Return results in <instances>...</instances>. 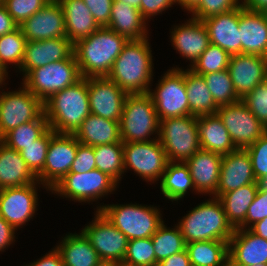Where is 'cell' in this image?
<instances>
[{
    "mask_svg": "<svg viewBox=\"0 0 267 266\" xmlns=\"http://www.w3.org/2000/svg\"><path fill=\"white\" fill-rule=\"evenodd\" d=\"M149 37L128 40L107 76L127 94L148 93L153 83L154 63Z\"/></svg>",
    "mask_w": 267,
    "mask_h": 266,
    "instance_id": "obj_1",
    "label": "cell"
},
{
    "mask_svg": "<svg viewBox=\"0 0 267 266\" xmlns=\"http://www.w3.org/2000/svg\"><path fill=\"white\" fill-rule=\"evenodd\" d=\"M128 39L100 27L89 37L74 44V55L82 77H107Z\"/></svg>",
    "mask_w": 267,
    "mask_h": 266,
    "instance_id": "obj_2",
    "label": "cell"
},
{
    "mask_svg": "<svg viewBox=\"0 0 267 266\" xmlns=\"http://www.w3.org/2000/svg\"><path fill=\"white\" fill-rule=\"evenodd\" d=\"M90 113L88 82L84 77L44 102L49 128L58 134H74Z\"/></svg>",
    "mask_w": 267,
    "mask_h": 266,
    "instance_id": "obj_3",
    "label": "cell"
},
{
    "mask_svg": "<svg viewBox=\"0 0 267 266\" xmlns=\"http://www.w3.org/2000/svg\"><path fill=\"white\" fill-rule=\"evenodd\" d=\"M176 224L186 244L208 240L229 242L235 230L226 218L221 201L213 196L197 204Z\"/></svg>",
    "mask_w": 267,
    "mask_h": 266,
    "instance_id": "obj_4",
    "label": "cell"
},
{
    "mask_svg": "<svg viewBox=\"0 0 267 266\" xmlns=\"http://www.w3.org/2000/svg\"><path fill=\"white\" fill-rule=\"evenodd\" d=\"M95 211H101L106 218L128 240L151 238L164 222L159 206L138 203L104 204L100 203Z\"/></svg>",
    "mask_w": 267,
    "mask_h": 266,
    "instance_id": "obj_5",
    "label": "cell"
},
{
    "mask_svg": "<svg viewBox=\"0 0 267 266\" xmlns=\"http://www.w3.org/2000/svg\"><path fill=\"white\" fill-rule=\"evenodd\" d=\"M159 126L160 120L153 100L148 93L128 94L126 96L119 121L120 136L123 143L147 142L158 139Z\"/></svg>",
    "mask_w": 267,
    "mask_h": 266,
    "instance_id": "obj_6",
    "label": "cell"
},
{
    "mask_svg": "<svg viewBox=\"0 0 267 266\" xmlns=\"http://www.w3.org/2000/svg\"><path fill=\"white\" fill-rule=\"evenodd\" d=\"M119 184L108 174L95 168L86 173H68L50 192L75 203H88L104 199L114 194Z\"/></svg>",
    "mask_w": 267,
    "mask_h": 266,
    "instance_id": "obj_7",
    "label": "cell"
},
{
    "mask_svg": "<svg viewBox=\"0 0 267 266\" xmlns=\"http://www.w3.org/2000/svg\"><path fill=\"white\" fill-rule=\"evenodd\" d=\"M197 120L192 115L160 120L158 139L168 162H185L201 149Z\"/></svg>",
    "mask_w": 267,
    "mask_h": 266,
    "instance_id": "obj_8",
    "label": "cell"
},
{
    "mask_svg": "<svg viewBox=\"0 0 267 266\" xmlns=\"http://www.w3.org/2000/svg\"><path fill=\"white\" fill-rule=\"evenodd\" d=\"M82 78L76 57L32 69L21 81L43 103L56 92L75 84Z\"/></svg>",
    "mask_w": 267,
    "mask_h": 266,
    "instance_id": "obj_9",
    "label": "cell"
},
{
    "mask_svg": "<svg viewBox=\"0 0 267 266\" xmlns=\"http://www.w3.org/2000/svg\"><path fill=\"white\" fill-rule=\"evenodd\" d=\"M184 67H170L149 89L159 120L190 115L189 101L186 93Z\"/></svg>",
    "mask_w": 267,
    "mask_h": 266,
    "instance_id": "obj_10",
    "label": "cell"
},
{
    "mask_svg": "<svg viewBox=\"0 0 267 266\" xmlns=\"http://www.w3.org/2000/svg\"><path fill=\"white\" fill-rule=\"evenodd\" d=\"M124 171H132L148 184H157L166 170L168 158L159 139L123 143ZM156 182V183H155Z\"/></svg>",
    "mask_w": 267,
    "mask_h": 266,
    "instance_id": "obj_11",
    "label": "cell"
},
{
    "mask_svg": "<svg viewBox=\"0 0 267 266\" xmlns=\"http://www.w3.org/2000/svg\"><path fill=\"white\" fill-rule=\"evenodd\" d=\"M22 86V87H21ZM44 103L23 84L16 90H0V140L23 123L37 120Z\"/></svg>",
    "mask_w": 267,
    "mask_h": 266,
    "instance_id": "obj_12",
    "label": "cell"
},
{
    "mask_svg": "<svg viewBox=\"0 0 267 266\" xmlns=\"http://www.w3.org/2000/svg\"><path fill=\"white\" fill-rule=\"evenodd\" d=\"M40 188L50 192L38 180L26 186L0 190V216L15 230L23 228L35 215H38L36 211L39 206Z\"/></svg>",
    "mask_w": 267,
    "mask_h": 266,
    "instance_id": "obj_13",
    "label": "cell"
},
{
    "mask_svg": "<svg viewBox=\"0 0 267 266\" xmlns=\"http://www.w3.org/2000/svg\"><path fill=\"white\" fill-rule=\"evenodd\" d=\"M94 212L93 220L82 227L81 232L96 250L101 261L122 262L126 255L128 238L101 211Z\"/></svg>",
    "mask_w": 267,
    "mask_h": 266,
    "instance_id": "obj_14",
    "label": "cell"
},
{
    "mask_svg": "<svg viewBox=\"0 0 267 266\" xmlns=\"http://www.w3.org/2000/svg\"><path fill=\"white\" fill-rule=\"evenodd\" d=\"M216 114L229 132L236 149L248 148L267 131L242 100L219 106Z\"/></svg>",
    "mask_w": 267,
    "mask_h": 266,
    "instance_id": "obj_15",
    "label": "cell"
},
{
    "mask_svg": "<svg viewBox=\"0 0 267 266\" xmlns=\"http://www.w3.org/2000/svg\"><path fill=\"white\" fill-rule=\"evenodd\" d=\"M78 144L79 141L73 134L56 133L50 139L44 168L36 176L49 191L70 172Z\"/></svg>",
    "mask_w": 267,
    "mask_h": 266,
    "instance_id": "obj_16",
    "label": "cell"
},
{
    "mask_svg": "<svg viewBox=\"0 0 267 266\" xmlns=\"http://www.w3.org/2000/svg\"><path fill=\"white\" fill-rule=\"evenodd\" d=\"M86 80L91 114L119 122L128 94L108 77H89Z\"/></svg>",
    "mask_w": 267,
    "mask_h": 266,
    "instance_id": "obj_17",
    "label": "cell"
},
{
    "mask_svg": "<svg viewBox=\"0 0 267 266\" xmlns=\"http://www.w3.org/2000/svg\"><path fill=\"white\" fill-rule=\"evenodd\" d=\"M19 27L27 41L67 37L64 12L58 0H50Z\"/></svg>",
    "mask_w": 267,
    "mask_h": 266,
    "instance_id": "obj_18",
    "label": "cell"
},
{
    "mask_svg": "<svg viewBox=\"0 0 267 266\" xmlns=\"http://www.w3.org/2000/svg\"><path fill=\"white\" fill-rule=\"evenodd\" d=\"M180 24L171 27L170 42L180 57L190 61L191 68L210 44L208 30L201 20L192 17Z\"/></svg>",
    "mask_w": 267,
    "mask_h": 266,
    "instance_id": "obj_19",
    "label": "cell"
},
{
    "mask_svg": "<svg viewBox=\"0 0 267 266\" xmlns=\"http://www.w3.org/2000/svg\"><path fill=\"white\" fill-rule=\"evenodd\" d=\"M228 71L234 90L242 99L267 78V58L256 54L231 55Z\"/></svg>",
    "mask_w": 267,
    "mask_h": 266,
    "instance_id": "obj_20",
    "label": "cell"
},
{
    "mask_svg": "<svg viewBox=\"0 0 267 266\" xmlns=\"http://www.w3.org/2000/svg\"><path fill=\"white\" fill-rule=\"evenodd\" d=\"M74 54V44L67 37L27 41L25 56L18 71L22 79L37 67L70 58Z\"/></svg>",
    "mask_w": 267,
    "mask_h": 266,
    "instance_id": "obj_21",
    "label": "cell"
},
{
    "mask_svg": "<svg viewBox=\"0 0 267 266\" xmlns=\"http://www.w3.org/2000/svg\"><path fill=\"white\" fill-rule=\"evenodd\" d=\"M254 182L258 181L253 174L249 153L246 149H236L222 157L216 198Z\"/></svg>",
    "mask_w": 267,
    "mask_h": 266,
    "instance_id": "obj_22",
    "label": "cell"
},
{
    "mask_svg": "<svg viewBox=\"0 0 267 266\" xmlns=\"http://www.w3.org/2000/svg\"><path fill=\"white\" fill-rule=\"evenodd\" d=\"M222 157L211 151L200 149L185 161L196 192L216 197Z\"/></svg>",
    "mask_w": 267,
    "mask_h": 266,
    "instance_id": "obj_23",
    "label": "cell"
},
{
    "mask_svg": "<svg viewBox=\"0 0 267 266\" xmlns=\"http://www.w3.org/2000/svg\"><path fill=\"white\" fill-rule=\"evenodd\" d=\"M228 256V264L267 263V240L250 229L236 228L228 242Z\"/></svg>",
    "mask_w": 267,
    "mask_h": 266,
    "instance_id": "obj_24",
    "label": "cell"
},
{
    "mask_svg": "<svg viewBox=\"0 0 267 266\" xmlns=\"http://www.w3.org/2000/svg\"><path fill=\"white\" fill-rule=\"evenodd\" d=\"M211 44L218 45L230 55L241 54L239 6L229 12L202 20Z\"/></svg>",
    "mask_w": 267,
    "mask_h": 266,
    "instance_id": "obj_25",
    "label": "cell"
},
{
    "mask_svg": "<svg viewBox=\"0 0 267 266\" xmlns=\"http://www.w3.org/2000/svg\"><path fill=\"white\" fill-rule=\"evenodd\" d=\"M239 32L242 54H256L267 58V16L239 5Z\"/></svg>",
    "mask_w": 267,
    "mask_h": 266,
    "instance_id": "obj_26",
    "label": "cell"
},
{
    "mask_svg": "<svg viewBox=\"0 0 267 266\" xmlns=\"http://www.w3.org/2000/svg\"><path fill=\"white\" fill-rule=\"evenodd\" d=\"M148 26L149 24L142 17L140 10L120 1H113L107 28L128 40H140L149 37Z\"/></svg>",
    "mask_w": 267,
    "mask_h": 266,
    "instance_id": "obj_27",
    "label": "cell"
},
{
    "mask_svg": "<svg viewBox=\"0 0 267 266\" xmlns=\"http://www.w3.org/2000/svg\"><path fill=\"white\" fill-rule=\"evenodd\" d=\"M65 18L67 38L75 44L100 28L83 0H58Z\"/></svg>",
    "mask_w": 267,
    "mask_h": 266,
    "instance_id": "obj_28",
    "label": "cell"
},
{
    "mask_svg": "<svg viewBox=\"0 0 267 266\" xmlns=\"http://www.w3.org/2000/svg\"><path fill=\"white\" fill-rule=\"evenodd\" d=\"M37 181L20 153L0 140V190L26 186Z\"/></svg>",
    "mask_w": 267,
    "mask_h": 266,
    "instance_id": "obj_29",
    "label": "cell"
},
{
    "mask_svg": "<svg viewBox=\"0 0 267 266\" xmlns=\"http://www.w3.org/2000/svg\"><path fill=\"white\" fill-rule=\"evenodd\" d=\"M73 135L79 143L92 147L121 142L118 121L91 113L82 121L81 126Z\"/></svg>",
    "mask_w": 267,
    "mask_h": 266,
    "instance_id": "obj_30",
    "label": "cell"
},
{
    "mask_svg": "<svg viewBox=\"0 0 267 266\" xmlns=\"http://www.w3.org/2000/svg\"><path fill=\"white\" fill-rule=\"evenodd\" d=\"M197 125L201 149L221 156L236 150L229 132L217 114L199 116Z\"/></svg>",
    "mask_w": 267,
    "mask_h": 266,
    "instance_id": "obj_31",
    "label": "cell"
},
{
    "mask_svg": "<svg viewBox=\"0 0 267 266\" xmlns=\"http://www.w3.org/2000/svg\"><path fill=\"white\" fill-rule=\"evenodd\" d=\"M54 247L60 253L64 266H96L101 259L86 236L66 233Z\"/></svg>",
    "mask_w": 267,
    "mask_h": 266,
    "instance_id": "obj_32",
    "label": "cell"
},
{
    "mask_svg": "<svg viewBox=\"0 0 267 266\" xmlns=\"http://www.w3.org/2000/svg\"><path fill=\"white\" fill-rule=\"evenodd\" d=\"M159 183L161 194L172 203L183 201L184 196L189 194V190L198 194L185 162H168Z\"/></svg>",
    "mask_w": 267,
    "mask_h": 266,
    "instance_id": "obj_33",
    "label": "cell"
},
{
    "mask_svg": "<svg viewBox=\"0 0 267 266\" xmlns=\"http://www.w3.org/2000/svg\"><path fill=\"white\" fill-rule=\"evenodd\" d=\"M184 79L190 115L199 117L216 114L219 106L215 103L203 77L187 67L184 69Z\"/></svg>",
    "mask_w": 267,
    "mask_h": 266,
    "instance_id": "obj_34",
    "label": "cell"
},
{
    "mask_svg": "<svg viewBox=\"0 0 267 266\" xmlns=\"http://www.w3.org/2000/svg\"><path fill=\"white\" fill-rule=\"evenodd\" d=\"M259 185L260 182H254L218 197L222 203L226 218L234 229L245 221L248 207L253 202Z\"/></svg>",
    "mask_w": 267,
    "mask_h": 266,
    "instance_id": "obj_35",
    "label": "cell"
},
{
    "mask_svg": "<svg viewBox=\"0 0 267 266\" xmlns=\"http://www.w3.org/2000/svg\"><path fill=\"white\" fill-rule=\"evenodd\" d=\"M192 266H228L227 241H197L186 244Z\"/></svg>",
    "mask_w": 267,
    "mask_h": 266,
    "instance_id": "obj_36",
    "label": "cell"
},
{
    "mask_svg": "<svg viewBox=\"0 0 267 266\" xmlns=\"http://www.w3.org/2000/svg\"><path fill=\"white\" fill-rule=\"evenodd\" d=\"M96 168L108 174L119 185L125 173L123 142L94 146Z\"/></svg>",
    "mask_w": 267,
    "mask_h": 266,
    "instance_id": "obj_37",
    "label": "cell"
},
{
    "mask_svg": "<svg viewBox=\"0 0 267 266\" xmlns=\"http://www.w3.org/2000/svg\"><path fill=\"white\" fill-rule=\"evenodd\" d=\"M49 129V123L43 113L37 120L23 123L8 132L1 141L8 147L21 151L25 146L34 143Z\"/></svg>",
    "mask_w": 267,
    "mask_h": 266,
    "instance_id": "obj_38",
    "label": "cell"
},
{
    "mask_svg": "<svg viewBox=\"0 0 267 266\" xmlns=\"http://www.w3.org/2000/svg\"><path fill=\"white\" fill-rule=\"evenodd\" d=\"M151 239L157 263L186 249V242L177 224L170 228L164 221Z\"/></svg>",
    "mask_w": 267,
    "mask_h": 266,
    "instance_id": "obj_39",
    "label": "cell"
},
{
    "mask_svg": "<svg viewBox=\"0 0 267 266\" xmlns=\"http://www.w3.org/2000/svg\"><path fill=\"white\" fill-rule=\"evenodd\" d=\"M26 38L23 36L20 27L14 31L0 36V65L9 73L13 66L16 72L19 71L25 56ZM12 64V66H11Z\"/></svg>",
    "mask_w": 267,
    "mask_h": 266,
    "instance_id": "obj_40",
    "label": "cell"
},
{
    "mask_svg": "<svg viewBox=\"0 0 267 266\" xmlns=\"http://www.w3.org/2000/svg\"><path fill=\"white\" fill-rule=\"evenodd\" d=\"M201 76L218 106L233 104L241 100L234 90L228 69Z\"/></svg>",
    "mask_w": 267,
    "mask_h": 266,
    "instance_id": "obj_41",
    "label": "cell"
},
{
    "mask_svg": "<svg viewBox=\"0 0 267 266\" xmlns=\"http://www.w3.org/2000/svg\"><path fill=\"white\" fill-rule=\"evenodd\" d=\"M231 55L218 45L209 44L194 65L189 68L197 75L220 72L228 69Z\"/></svg>",
    "mask_w": 267,
    "mask_h": 266,
    "instance_id": "obj_42",
    "label": "cell"
},
{
    "mask_svg": "<svg viewBox=\"0 0 267 266\" xmlns=\"http://www.w3.org/2000/svg\"><path fill=\"white\" fill-rule=\"evenodd\" d=\"M55 134L56 133L49 128L39 139L35 140L34 143L25 146L21 151H19L27 167L35 176H37L44 168L48 145L50 139Z\"/></svg>",
    "mask_w": 267,
    "mask_h": 266,
    "instance_id": "obj_43",
    "label": "cell"
},
{
    "mask_svg": "<svg viewBox=\"0 0 267 266\" xmlns=\"http://www.w3.org/2000/svg\"><path fill=\"white\" fill-rule=\"evenodd\" d=\"M123 262L134 266H157L151 238H138L128 241Z\"/></svg>",
    "mask_w": 267,
    "mask_h": 266,
    "instance_id": "obj_44",
    "label": "cell"
},
{
    "mask_svg": "<svg viewBox=\"0 0 267 266\" xmlns=\"http://www.w3.org/2000/svg\"><path fill=\"white\" fill-rule=\"evenodd\" d=\"M241 100L264 127L267 128V78Z\"/></svg>",
    "mask_w": 267,
    "mask_h": 266,
    "instance_id": "obj_45",
    "label": "cell"
},
{
    "mask_svg": "<svg viewBox=\"0 0 267 266\" xmlns=\"http://www.w3.org/2000/svg\"><path fill=\"white\" fill-rule=\"evenodd\" d=\"M50 0H2L7 12L20 26L25 20L43 8Z\"/></svg>",
    "mask_w": 267,
    "mask_h": 266,
    "instance_id": "obj_46",
    "label": "cell"
},
{
    "mask_svg": "<svg viewBox=\"0 0 267 266\" xmlns=\"http://www.w3.org/2000/svg\"><path fill=\"white\" fill-rule=\"evenodd\" d=\"M246 150L251 158L254 177L260 182L267 176V131Z\"/></svg>",
    "mask_w": 267,
    "mask_h": 266,
    "instance_id": "obj_47",
    "label": "cell"
},
{
    "mask_svg": "<svg viewBox=\"0 0 267 266\" xmlns=\"http://www.w3.org/2000/svg\"><path fill=\"white\" fill-rule=\"evenodd\" d=\"M239 5L240 0H201L190 14L192 18L202 21L208 17L232 11Z\"/></svg>",
    "mask_w": 267,
    "mask_h": 266,
    "instance_id": "obj_48",
    "label": "cell"
},
{
    "mask_svg": "<svg viewBox=\"0 0 267 266\" xmlns=\"http://www.w3.org/2000/svg\"><path fill=\"white\" fill-rule=\"evenodd\" d=\"M267 217V189L259 185L251 205L248 207L245 221L238 229H249L256 222Z\"/></svg>",
    "mask_w": 267,
    "mask_h": 266,
    "instance_id": "obj_49",
    "label": "cell"
},
{
    "mask_svg": "<svg viewBox=\"0 0 267 266\" xmlns=\"http://www.w3.org/2000/svg\"><path fill=\"white\" fill-rule=\"evenodd\" d=\"M96 168L94 148L92 146L78 144L75 159L69 173H86Z\"/></svg>",
    "mask_w": 267,
    "mask_h": 266,
    "instance_id": "obj_50",
    "label": "cell"
},
{
    "mask_svg": "<svg viewBox=\"0 0 267 266\" xmlns=\"http://www.w3.org/2000/svg\"><path fill=\"white\" fill-rule=\"evenodd\" d=\"M100 27H107L113 0H83Z\"/></svg>",
    "mask_w": 267,
    "mask_h": 266,
    "instance_id": "obj_51",
    "label": "cell"
},
{
    "mask_svg": "<svg viewBox=\"0 0 267 266\" xmlns=\"http://www.w3.org/2000/svg\"><path fill=\"white\" fill-rule=\"evenodd\" d=\"M175 4L177 5L176 0H141V15L150 22L153 16L165 13Z\"/></svg>",
    "mask_w": 267,
    "mask_h": 266,
    "instance_id": "obj_52",
    "label": "cell"
},
{
    "mask_svg": "<svg viewBox=\"0 0 267 266\" xmlns=\"http://www.w3.org/2000/svg\"><path fill=\"white\" fill-rule=\"evenodd\" d=\"M17 230H15L3 217L0 216V253L15 244Z\"/></svg>",
    "mask_w": 267,
    "mask_h": 266,
    "instance_id": "obj_53",
    "label": "cell"
},
{
    "mask_svg": "<svg viewBox=\"0 0 267 266\" xmlns=\"http://www.w3.org/2000/svg\"><path fill=\"white\" fill-rule=\"evenodd\" d=\"M22 266H64L62 257L55 247L37 260Z\"/></svg>",
    "mask_w": 267,
    "mask_h": 266,
    "instance_id": "obj_54",
    "label": "cell"
},
{
    "mask_svg": "<svg viewBox=\"0 0 267 266\" xmlns=\"http://www.w3.org/2000/svg\"><path fill=\"white\" fill-rule=\"evenodd\" d=\"M18 27L19 25L7 12L6 7L0 2V36L10 33Z\"/></svg>",
    "mask_w": 267,
    "mask_h": 266,
    "instance_id": "obj_55",
    "label": "cell"
},
{
    "mask_svg": "<svg viewBox=\"0 0 267 266\" xmlns=\"http://www.w3.org/2000/svg\"><path fill=\"white\" fill-rule=\"evenodd\" d=\"M157 266H192L190 259L188 257V253L185 250L170 255L166 259L160 261Z\"/></svg>",
    "mask_w": 267,
    "mask_h": 266,
    "instance_id": "obj_56",
    "label": "cell"
},
{
    "mask_svg": "<svg viewBox=\"0 0 267 266\" xmlns=\"http://www.w3.org/2000/svg\"><path fill=\"white\" fill-rule=\"evenodd\" d=\"M240 4L244 9L252 12H267V0H240Z\"/></svg>",
    "mask_w": 267,
    "mask_h": 266,
    "instance_id": "obj_57",
    "label": "cell"
},
{
    "mask_svg": "<svg viewBox=\"0 0 267 266\" xmlns=\"http://www.w3.org/2000/svg\"><path fill=\"white\" fill-rule=\"evenodd\" d=\"M249 229L256 235L267 240V217L256 222Z\"/></svg>",
    "mask_w": 267,
    "mask_h": 266,
    "instance_id": "obj_58",
    "label": "cell"
},
{
    "mask_svg": "<svg viewBox=\"0 0 267 266\" xmlns=\"http://www.w3.org/2000/svg\"><path fill=\"white\" fill-rule=\"evenodd\" d=\"M201 0H176L177 6L180 5L184 12L189 14L199 5Z\"/></svg>",
    "mask_w": 267,
    "mask_h": 266,
    "instance_id": "obj_59",
    "label": "cell"
},
{
    "mask_svg": "<svg viewBox=\"0 0 267 266\" xmlns=\"http://www.w3.org/2000/svg\"><path fill=\"white\" fill-rule=\"evenodd\" d=\"M8 74L9 73H7V71L0 65V90L2 88H6V85H8L9 81H7V79H10V78H8L10 75H8ZM6 81H7V83H6Z\"/></svg>",
    "mask_w": 267,
    "mask_h": 266,
    "instance_id": "obj_60",
    "label": "cell"
},
{
    "mask_svg": "<svg viewBox=\"0 0 267 266\" xmlns=\"http://www.w3.org/2000/svg\"><path fill=\"white\" fill-rule=\"evenodd\" d=\"M113 1H120L123 4L130 5L141 12V0H113Z\"/></svg>",
    "mask_w": 267,
    "mask_h": 266,
    "instance_id": "obj_61",
    "label": "cell"
},
{
    "mask_svg": "<svg viewBox=\"0 0 267 266\" xmlns=\"http://www.w3.org/2000/svg\"><path fill=\"white\" fill-rule=\"evenodd\" d=\"M96 266H117V262H113V261H100Z\"/></svg>",
    "mask_w": 267,
    "mask_h": 266,
    "instance_id": "obj_62",
    "label": "cell"
},
{
    "mask_svg": "<svg viewBox=\"0 0 267 266\" xmlns=\"http://www.w3.org/2000/svg\"><path fill=\"white\" fill-rule=\"evenodd\" d=\"M228 266H267V263L255 264V265L228 264Z\"/></svg>",
    "mask_w": 267,
    "mask_h": 266,
    "instance_id": "obj_63",
    "label": "cell"
},
{
    "mask_svg": "<svg viewBox=\"0 0 267 266\" xmlns=\"http://www.w3.org/2000/svg\"><path fill=\"white\" fill-rule=\"evenodd\" d=\"M260 185L267 189V176L260 181Z\"/></svg>",
    "mask_w": 267,
    "mask_h": 266,
    "instance_id": "obj_64",
    "label": "cell"
},
{
    "mask_svg": "<svg viewBox=\"0 0 267 266\" xmlns=\"http://www.w3.org/2000/svg\"><path fill=\"white\" fill-rule=\"evenodd\" d=\"M117 266H134V265H130L122 261V262H118Z\"/></svg>",
    "mask_w": 267,
    "mask_h": 266,
    "instance_id": "obj_65",
    "label": "cell"
}]
</instances>
